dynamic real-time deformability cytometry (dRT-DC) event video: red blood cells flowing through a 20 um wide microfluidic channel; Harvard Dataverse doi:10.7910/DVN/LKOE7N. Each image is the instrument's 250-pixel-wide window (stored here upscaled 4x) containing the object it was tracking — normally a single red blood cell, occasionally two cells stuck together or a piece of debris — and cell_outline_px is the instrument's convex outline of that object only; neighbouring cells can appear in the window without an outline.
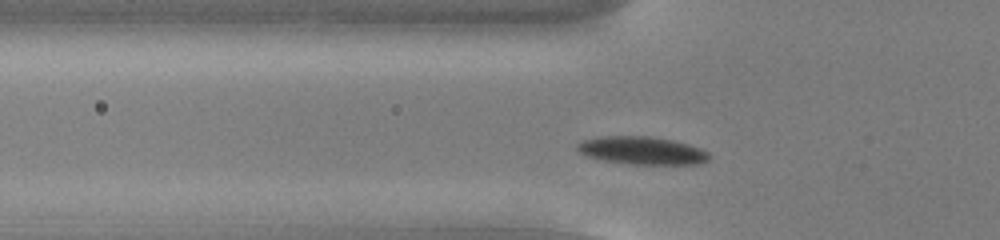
{"species": "common noctule bat (a hibernating species)", "species_latin": "Nyctalus noctula", "temperature_condition": "cold", "stored_images_in_passage": 43, "camera_frame_rate_fps": 3000, "um_per_image_px": 0.085, "animal": {"sex": "male", "body_mass_g": 13.0, "forearm_length_mm": 53.1}, "frame": {"image": 1, "passage_image": 7, "time_ms": 2.0, "image_size_px": [1000, 240], "cell_outline_px": [[712, 156], [708, 160], [700, 164], [628, 164], [600, 160], [588, 156], [580, 152], [576, 148], [576, 144], [580, 140], [600, 136], [648, 136], [672, 140], [688, 144], [700, 148], [708, 152]], "centroid_in_image_um": [54.55, 12.79], "position_along_channel_um": 71.2, "area_um2": 21.62}}
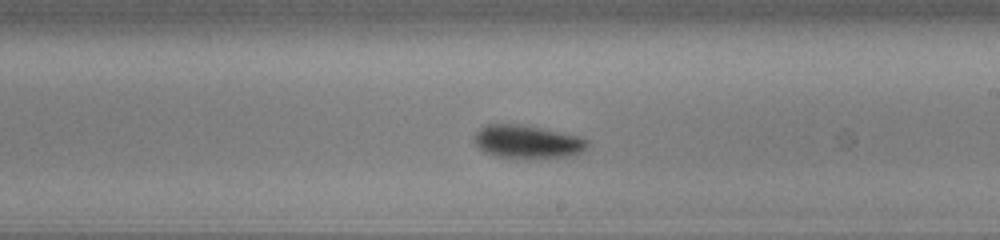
{"frame": {"image": 2, "passage_image": 21, "time_ms": 6.667, "image_size_px": [1000, 240], "cell_outline_px": [[588, 144], [580, 152], [568, 156], [496, 156], [484, 152], [472, 140], [472, 136], [480, 128], [488, 124], [520, 124], [580, 136], [588, 140]], "centroid_in_image_um": [44.76, 12.0], "position_along_channel_um": 244.2, "area_um2": 21.15}}
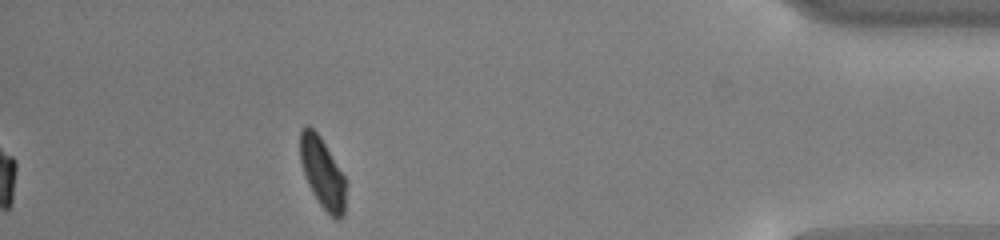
{"frame": {"image": 3, "passage_image": 38, "time_ms": 12.333, "image_size_px": [1000, 240], "cell_outline_px": [[348, 184], [344, 216], [340, 220], [336, 220], [320, 204], [312, 192], [308, 184], [300, 160], [300, 128], [304, 124], [308, 124], [320, 136], [348, 180]], "centroid_in_image_um": [27.45, 14.7], "position_along_channel_um": 407.7, "area_um2": 19.31}, "authors_computed_cell_mechanics": {"area_um2": 20.3456, "velocity_mm_per_s": 3.7265, "shape_relaxation_time_tau1_ms": 1.2955, "shape_relaxation_time_tau2_ms": null, "deformation_change_tau1": 0.1027, "deformation_change_tau2": null}}